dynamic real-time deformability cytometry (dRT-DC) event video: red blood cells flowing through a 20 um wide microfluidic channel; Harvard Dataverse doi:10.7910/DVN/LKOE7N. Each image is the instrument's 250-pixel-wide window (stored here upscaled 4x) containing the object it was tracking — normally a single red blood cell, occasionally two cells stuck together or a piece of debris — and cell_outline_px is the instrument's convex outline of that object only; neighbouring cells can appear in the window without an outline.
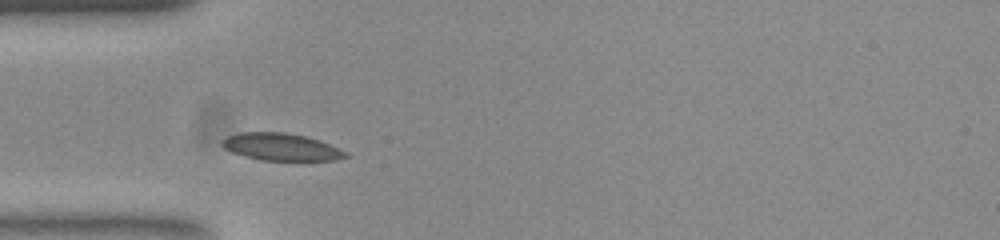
{"species": "common noctule bat (a hibernating species)", "species_latin": "Nyctalus noctula", "temperature_condition": "room temperature", "stored_images_in_passage": 32, "camera_frame_rate_fps": 3000, "um_per_image_px": 0.085, "animal": {"sex": "female", "body_mass_g": 23.0, "forearm_length_mm": 53.4}, "frame": {"image": 1, "passage_image": 1, "time_ms": 0.0, "image_size_px": [1000, 240], "cell_outline_px": [[348, 156], [336, 160], [260, 160], [244, 156], [232, 152], [224, 148], [220, 144], [220, 140], [228, 136], [240, 132], [284, 132], [304, 136], [320, 140], [344, 152]], "centroid_in_image_um": [23.81, 12.48], "position_along_channel_um": 61.2, "area_um2": 19.42}}
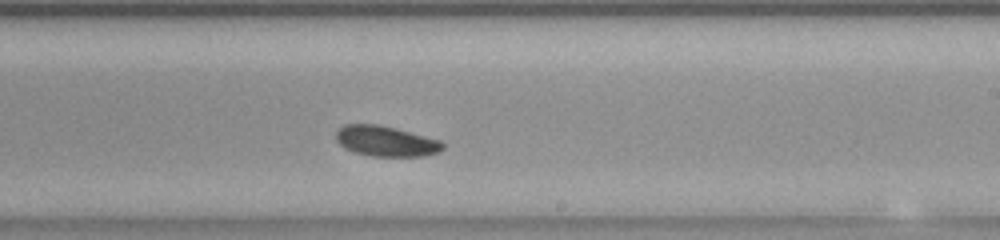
{"frame": {"image": 2, "passage_image": 17, "time_ms": 5.333, "image_size_px": [1000, 240], "cell_outline_px": [[444, 148], [436, 152], [424, 156], [372, 156], [356, 152], [344, 148], [336, 140], [336, 132], [344, 124], [376, 124], [396, 128], [440, 140], [444, 144]], "centroid_in_image_um": [32.79, 11.99], "position_along_channel_um": 256.2, "area_um2": 18.79}}
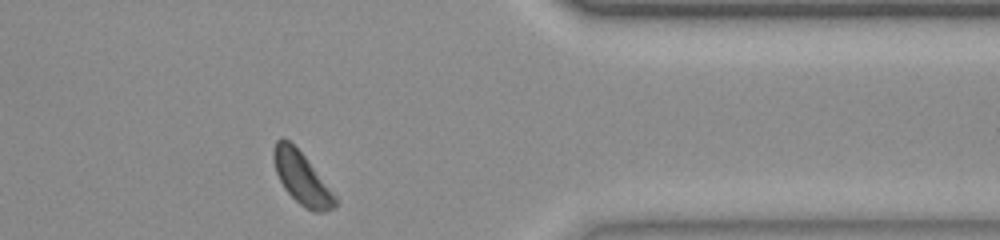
{"frame": {"image": 3, "passage_image": 29, "time_ms": 9.333, "image_size_px": [1000, 240], "cell_outline_px": [[336, 208], [324, 212], [312, 212], [300, 204], [284, 188], [276, 172], [272, 156], [272, 152], [276, 140], [280, 136], [288, 140], [304, 156], [336, 196]], "centroid_in_image_um": [25.63, 15.15], "position_along_channel_um": 385.8, "area_um2": 18.44}, "authors_computed_cell_mechanics": {"area_um2": 19.0162, "velocity_mm_per_s": 3.6904, "shape_relaxation_time_tau1_ms": 1.2195, "shape_relaxation_time_tau2_ms": null, "deformation_change_tau1": 0.0762, "deformation_change_tau2": null}}